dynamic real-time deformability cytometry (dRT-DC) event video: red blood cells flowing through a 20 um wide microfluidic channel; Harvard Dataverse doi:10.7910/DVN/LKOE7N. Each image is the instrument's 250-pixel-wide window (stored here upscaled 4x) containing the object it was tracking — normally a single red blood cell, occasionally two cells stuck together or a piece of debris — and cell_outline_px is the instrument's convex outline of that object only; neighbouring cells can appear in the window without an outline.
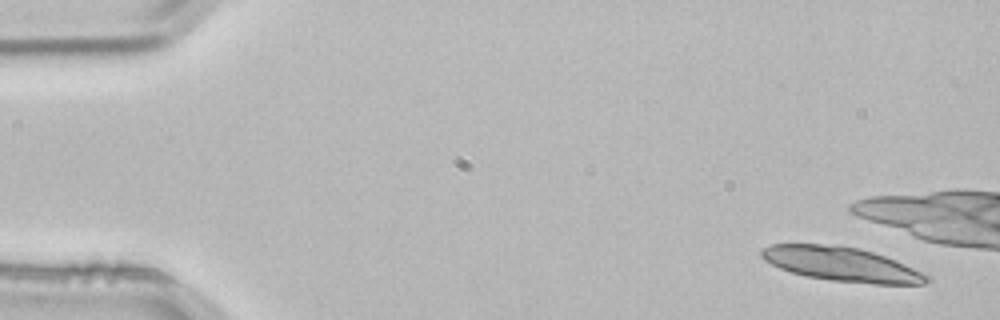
{"species": "common noctule bat (a hibernating species)", "species_latin": "Nyctalus noctula", "temperature_condition": "room temperature", "stored_images_in_passage": 2, "camera_frame_rate_fps": 3000, "um_per_image_px": 0.085, "animal": {"sex": "male", "body_mass_g": 21.5, "forearm_length_mm": 52.0}, "frame": {"image": 1, "passage_image": 1, "time_ms": 0.0, "image_size_px": [1000, 320], "cell_outline_px": [[932, 280], [924, 284], [872, 284], [832, 280], [804, 276], [780, 268], [764, 260], [760, 256], [760, 248], [772, 244], [836, 244], [860, 248], [896, 260], [932, 276]], "centroid_in_image_um": [71.55, 22.45], "position_along_channel_um": 13.4, "area_um2": 33.29}}